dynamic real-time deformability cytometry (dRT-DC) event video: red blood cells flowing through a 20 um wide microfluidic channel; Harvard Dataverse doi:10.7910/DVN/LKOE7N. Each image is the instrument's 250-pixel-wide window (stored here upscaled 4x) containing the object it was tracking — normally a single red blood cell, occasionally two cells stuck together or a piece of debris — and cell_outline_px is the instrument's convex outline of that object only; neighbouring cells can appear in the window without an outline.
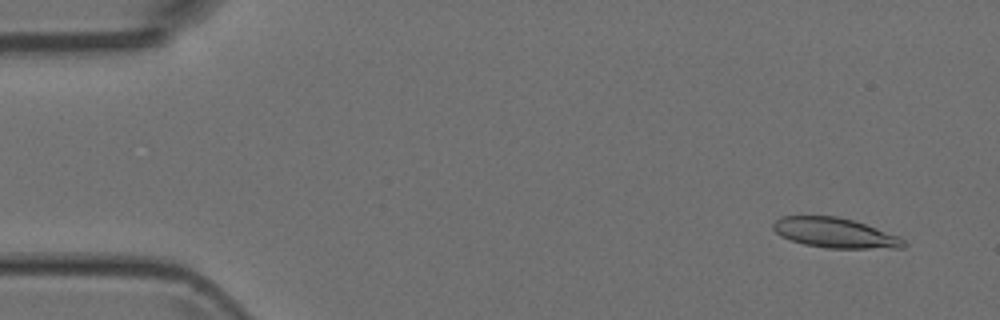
{"species": "Egyptian fruit bat (a non-hibernating species)", "species_latin": "Rousettus aegyptiacus", "temperature_condition": "room temperature", "stored_images_in_passage": 51, "camera_frame_rate_fps": 3000, "um_per_image_px": 0.085, "animal": {"sex": "female"}, "frame": {"image": 1, "passage_image": 4, "time_ms": 1.0, "image_size_px": [1000, 320], "cell_outline_px": [[908, 244], [904, 248], [828, 248], [804, 244], [780, 236], [772, 228], [772, 224], [780, 216], [836, 216], [852, 220], [900, 236]], "centroid_in_image_um": [70.98, 19.8], "position_along_channel_um": 14.0, "area_um2": 22.72}}
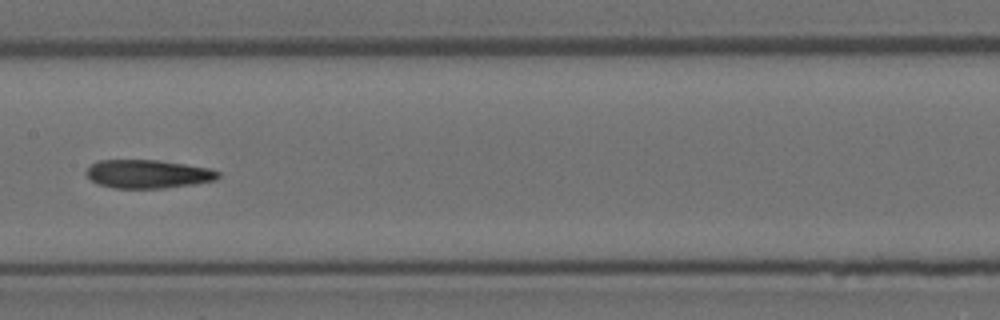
{"frame": {"image": 2, "passage_image": 26, "time_ms": 8.333, "image_size_px": [1000, 320], "cell_outline_px": [[220, 176], [216, 180], [196, 184], [164, 188], [112, 188], [96, 184], [84, 172], [92, 164], [100, 160], [156, 160], [212, 168], [220, 172]], "centroid_in_image_um": [12.6, 14.8], "position_along_channel_um": 194.8, "area_um2": 22.02}}
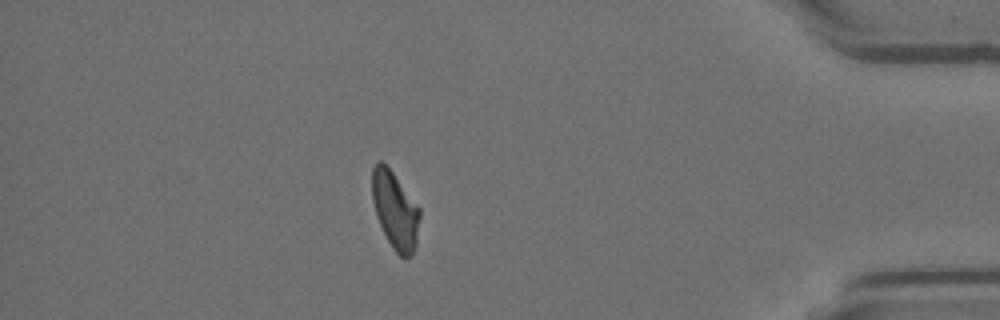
{"frame": {"image": 3, "passage_image": 45, "time_ms": 14.667, "image_size_px": [1000, 320], "cell_outline_px": [[420, 216], [416, 244], [412, 256], [404, 260], [392, 248], [376, 216], [372, 200], [372, 168], [376, 160], [380, 160], [392, 172], [420, 208]], "centroid_in_image_um": [33.58, 17.9], "position_along_channel_um": 401.6, "area_um2": 21.44}}